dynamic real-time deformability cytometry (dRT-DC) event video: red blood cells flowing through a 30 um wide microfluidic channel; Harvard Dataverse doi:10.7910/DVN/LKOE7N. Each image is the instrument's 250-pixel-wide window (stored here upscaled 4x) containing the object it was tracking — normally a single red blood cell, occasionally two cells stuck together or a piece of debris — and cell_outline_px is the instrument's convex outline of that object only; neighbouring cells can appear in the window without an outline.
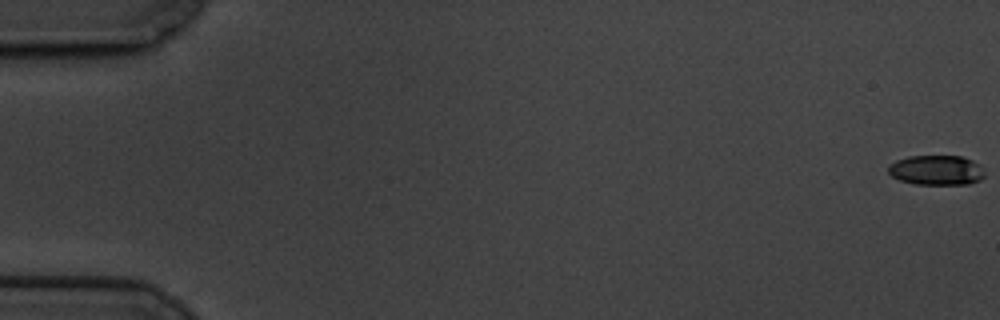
{"species": "common noctule bat (a hibernating species)", "species_latin": "Nyctalus noctula", "temperature_condition": "cold", "stored_images_in_passage": 57, "camera_frame_rate_fps": 3000, "um_per_image_px": 0.085, "animal": {"sex": "male", "body_mass_g": 19.5, "forearm_length_mm": 54.6}, "frame": {"image": 1, "passage_image": 1, "time_ms": 0.0, "image_size_px": [1000, 320], "cell_outline_px": [[984, 176], [980, 180], [968, 184], [916, 184], [900, 180], [892, 176], [888, 172], [888, 164], [896, 160], [908, 156], [960, 156], [972, 160], [980, 164], [984, 172]], "centroid_in_image_um": [79.59, 14.46], "position_along_channel_um": 5.4, "area_um2": 16.82}}
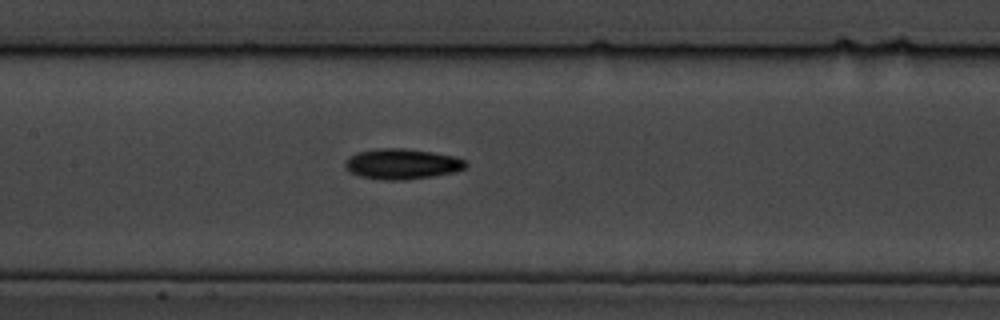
{"frame": {"image": 2, "passage_image": 30, "time_ms": 9.667, "image_size_px": [1000, 320], "cell_outline_px": [[468, 164], [464, 168], [456, 172], [432, 176], [404, 180], [380, 180], [360, 176], [348, 172], [344, 168], [344, 160], [348, 156], [356, 152], [380, 148], [404, 148], [432, 152], [456, 156], [464, 160]], "centroid_in_image_um": [34.12, 13.93], "position_along_channel_um": 173.3, "area_um2": 21.73}}
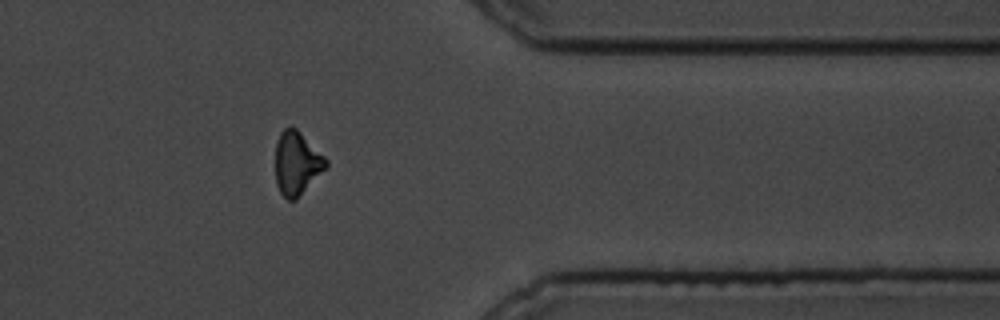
{"frame": {"image": 3, "passage_image": 50, "time_ms": 16.333, "image_size_px": [1000, 320], "cell_outline_px": [[328, 168], [296, 200], [288, 200], [280, 192], [276, 184], [276, 144], [280, 132], [284, 128], [296, 128], [328, 160]], "centroid_in_image_um": [25.25, 13.91], "position_along_channel_um": 386.1, "area_um2": 18.73}}